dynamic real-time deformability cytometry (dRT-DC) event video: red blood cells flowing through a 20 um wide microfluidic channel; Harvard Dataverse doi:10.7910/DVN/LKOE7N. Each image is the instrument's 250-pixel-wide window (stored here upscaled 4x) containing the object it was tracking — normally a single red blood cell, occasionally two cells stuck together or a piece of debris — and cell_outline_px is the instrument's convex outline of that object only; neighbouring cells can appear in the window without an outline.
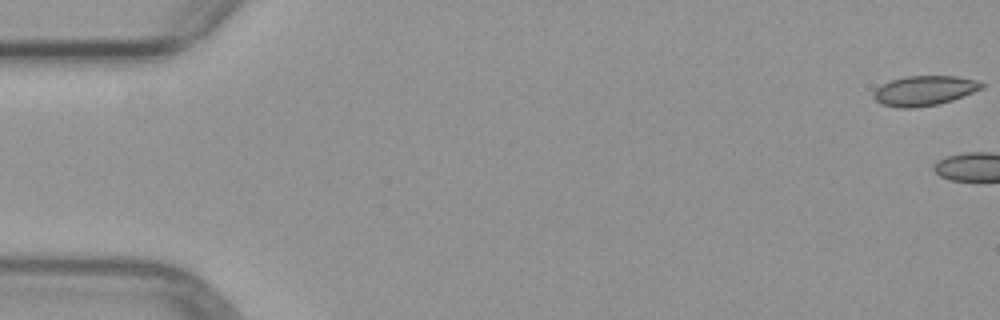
{"species": "common noctule bat (a hibernating species)", "species_latin": "Nyctalus noctula", "temperature_condition": "warm", "stored_images_in_passage": 11, "camera_frame_rate_fps": 3000, "um_per_image_px": 0.085, "animal": {"sex": "female", "body_mass_g": 29.2, "forearm_length_mm": 56.3}, "frame": {"image": 1, "passage_image": 1, "time_ms": 0.0, "image_size_px": [1000, 320], "cell_outline_px": [[984, 88], [952, 100], [940, 104], [916, 108], [900, 108], [880, 104], [872, 96], [872, 92], [876, 88], [892, 80], [904, 76], [956, 76], [976, 80], [984, 84]], "centroid_in_image_um": [78.55, 7.71], "position_along_channel_um": 6.4, "area_um2": 18.9}}